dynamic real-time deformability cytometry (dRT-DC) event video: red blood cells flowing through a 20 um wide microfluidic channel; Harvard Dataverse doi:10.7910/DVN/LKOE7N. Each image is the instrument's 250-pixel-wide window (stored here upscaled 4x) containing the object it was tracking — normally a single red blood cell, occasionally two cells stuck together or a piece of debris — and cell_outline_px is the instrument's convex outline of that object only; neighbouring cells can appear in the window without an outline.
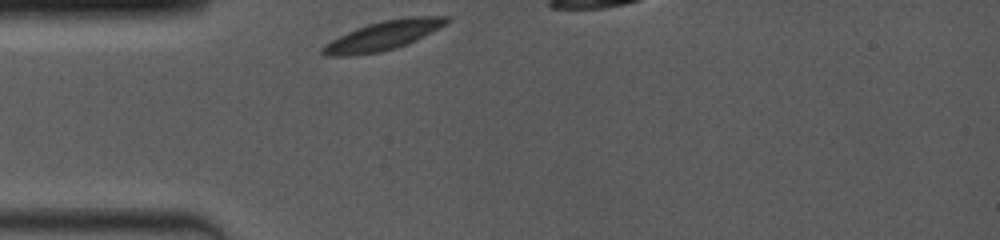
{"species": "common noctule bat (a hibernating species)", "species_latin": "Nyctalus noctula", "temperature_condition": "room temperature", "stored_images_in_passage": 7, "segment_of_instrument_passage": [1, 2], "camera_frame_rate_fps": 4000, "um_per_image_px": 0.085, "animal": {"sex": "female", "body_mass_g": 19.0, "forearm_length_mm": 53.3}, "frame": {"image": 1, "passage_image": 1, "time_ms": 0.0, "image_size_px": [1000, 240], "cell_outline_px": [[452, 20], [448, 24], [408, 44], [396, 48], [380, 52], [352, 56], [324, 56], [320, 52], [320, 48], [324, 44], [356, 28], [368, 24], [384, 20], [408, 16], [448, 16]], "centroid_in_image_um": [32.59, 3.03], "position_along_channel_um": 52.4, "area_um2": 21.33}}
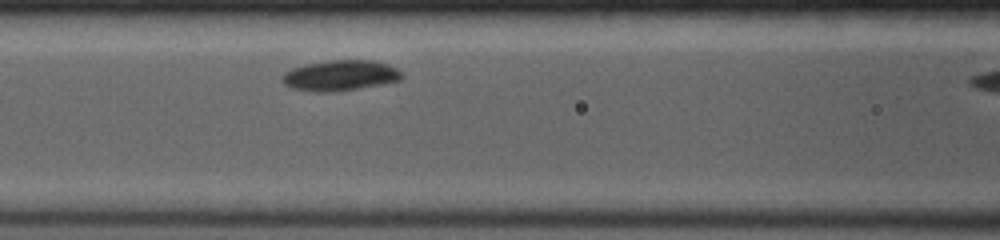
{"frame": {"image": 2, "passage_image": 6, "time_ms": 2.5, "image_size_px": [1000, 240], "cell_outline_px": [[404, 76], [400, 80], [380, 84], [336, 92], [312, 92], [292, 88], [284, 84], [280, 80], [280, 76], [284, 72], [292, 68], [304, 64], [328, 60], [372, 60], [388, 64], [396, 68]], "centroid_in_image_um": [28.86, 6.41], "position_along_channel_um": 137.7, "area_um2": 21.5}}